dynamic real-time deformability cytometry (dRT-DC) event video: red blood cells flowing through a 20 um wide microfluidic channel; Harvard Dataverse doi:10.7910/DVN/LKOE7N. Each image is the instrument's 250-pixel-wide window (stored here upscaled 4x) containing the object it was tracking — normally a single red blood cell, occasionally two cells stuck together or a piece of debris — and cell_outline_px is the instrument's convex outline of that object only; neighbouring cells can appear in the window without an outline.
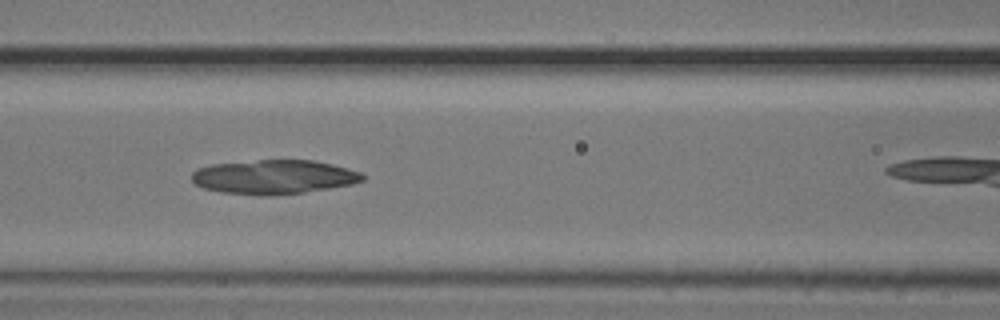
{"species": "common noctule bat (a hibernating species)", "species_latin": "Nyctalus noctula", "temperature_condition": "cold", "stored_images_in_passage": 46, "camera_frame_rate_fps": 3000, "um_per_image_px": 0.085, "animal": {"sex": "male", "body_mass_g": 20.5, "forearm_length_mm": 52.5}, "frame": {"image": 1, "passage_image": 23, "time_ms": 7.333, "image_size_px": [1000, 320], "cell_outline_px": [[364, 180], [352, 184], [304, 192], [268, 196], [260, 196], [220, 192], [204, 188], [196, 184], [192, 180], [192, 172], [196, 168], [212, 164], [256, 160], [312, 160], [332, 164], [348, 168], [360, 172], [364, 176]], "centroid_in_image_um": [23.25, 15.04], "position_along_channel_um": 143.3, "area_um2": 34.1}}
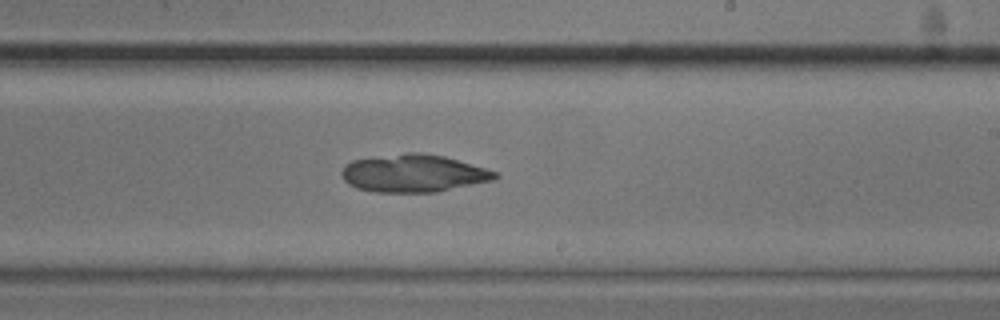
{"frame": {"image": 2, "passage_image": 32, "time_ms": 10.333, "image_size_px": [1000, 320], "cell_outline_px": [[500, 176], [492, 180], [436, 192], [376, 192], [356, 188], [348, 184], [344, 180], [340, 172], [344, 164], [352, 160], [404, 152], [420, 152], [444, 156], [484, 168], [496, 172]], "centroid_in_image_um": [35.09, 14.72], "position_along_channel_um": 253.9, "area_um2": 33.64}}
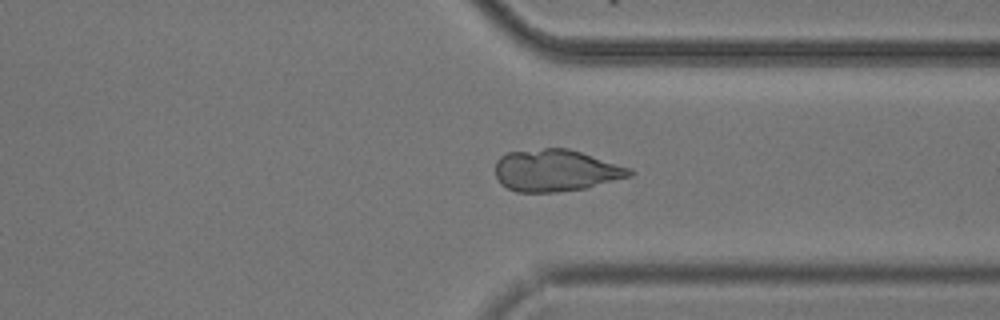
{"frame": {"image": 3, "passage_image": 41, "time_ms": 13.333, "image_size_px": [1000, 320], "cell_outline_px": [[636, 172], [632, 176], [584, 188], [556, 192], [516, 192], [500, 184], [496, 176], [496, 160], [500, 156], [508, 152], [544, 148], [568, 148], [632, 168]], "centroid_in_image_um": [47.25, 14.49], "position_along_channel_um": 364.2, "area_um2": 32.89}}